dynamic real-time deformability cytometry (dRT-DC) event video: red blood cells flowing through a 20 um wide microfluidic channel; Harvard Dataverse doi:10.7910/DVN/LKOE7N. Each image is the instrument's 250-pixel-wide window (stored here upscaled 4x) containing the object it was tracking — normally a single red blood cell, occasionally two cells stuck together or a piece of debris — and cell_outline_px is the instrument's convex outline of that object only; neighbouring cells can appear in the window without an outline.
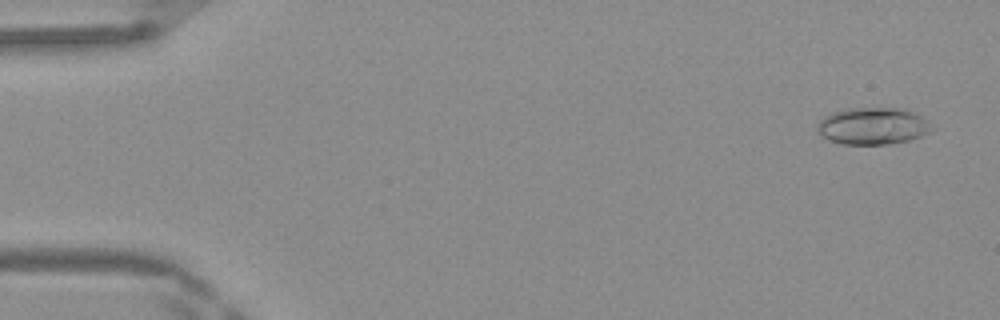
{"species": "Egyptian fruit bat (a non-hibernating species)", "species_latin": "Rousettus aegyptiacus", "temperature_condition": "warm", "stored_images_in_passage": 49, "camera_frame_rate_fps": 3000, "um_per_image_px": 0.085, "frame": {"image": 1, "passage_image": 3, "time_ms": 0.667, "image_size_px": [1000, 320], "cell_outline_px": [[928, 132], [920, 136], [908, 140], [888, 144], [844, 144], [828, 140], [820, 136], [816, 128], [816, 124], [824, 116], [832, 112], [848, 108], [900, 108], [912, 112], [920, 116], [924, 120]], "centroid_in_image_um": [74.05, 10.71], "position_along_channel_um": 11.0, "area_um2": 24.22}}
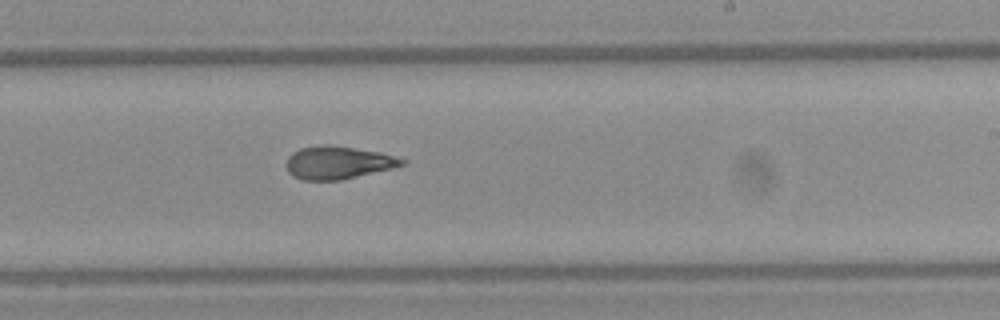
{"frame": {"image": 2, "passage_image": 30, "time_ms": 9.667, "image_size_px": [1000, 320], "cell_outline_px": [[408, 164], [392, 168], [340, 180], [304, 180], [292, 176], [288, 172], [288, 156], [292, 152], [300, 148], [324, 144], [328, 144], [380, 152], [408, 160]], "centroid_in_image_um": [28.75, 13.81], "position_along_channel_um": 260.2, "area_um2": 22.08}}
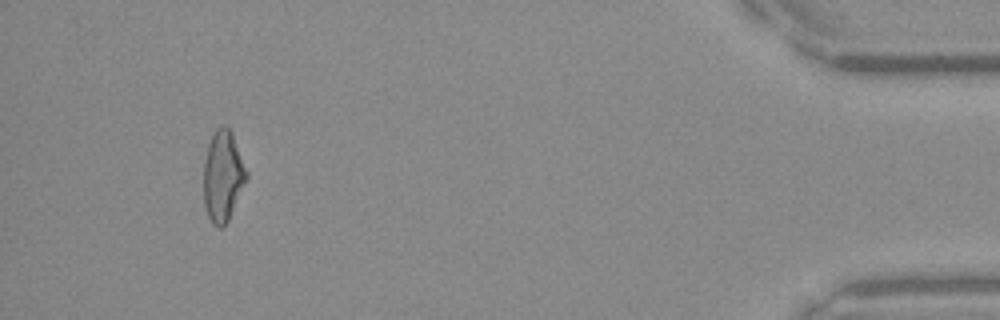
{"frame": {"image": 3, "passage_image": 46, "time_ms": 15.0, "image_size_px": [1000, 320], "cell_outline_px": [[248, 176], [228, 220], [220, 228], [216, 228], [212, 224], [208, 216], [204, 204], [204, 160], [208, 144], [216, 128], [220, 124], [224, 124], [232, 132], [248, 172]], "centroid_in_image_um": [18.94, 14.94], "position_along_channel_um": 416.3, "area_um2": 22.66}, "authors_computed_cell_mechanics": {"area_um2": 22.6576, "velocity_mm_per_s": 4.2069, "shape_relaxation_time_tau1_ms": 8.7314, "shape_relaxation_time_tau2_ms": 2.4466, "deformation_change_tau1": 0.2465, "deformation_change_tau2": 0.1089}}